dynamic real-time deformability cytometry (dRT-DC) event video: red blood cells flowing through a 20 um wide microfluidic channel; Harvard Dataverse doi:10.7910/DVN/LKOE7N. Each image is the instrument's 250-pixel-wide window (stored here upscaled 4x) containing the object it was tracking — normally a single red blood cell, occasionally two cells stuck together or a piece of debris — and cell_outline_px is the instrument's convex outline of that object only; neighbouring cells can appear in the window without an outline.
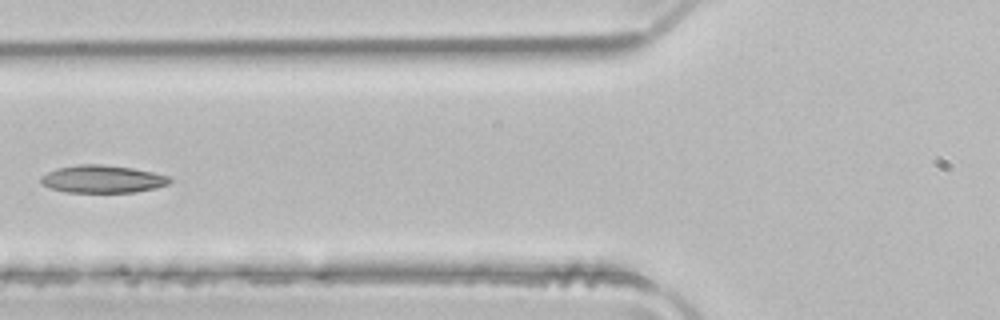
{"species": "common noctule bat (a hibernating species)", "species_latin": "Nyctalus noctula", "temperature_condition": "room temperature", "stored_images_in_passage": 5, "camera_frame_rate_fps": 3000, "um_per_image_px": 0.085, "animal": {"sex": "male", "body_mass_g": 21.5, "forearm_length_mm": 52.0}, "frame": {"image": 1, "passage_image": 5, "time_ms": 1.333, "image_size_px": [1000, 320], "cell_outline_px": [[172, 180], [168, 184], [156, 188], [136, 192], [68, 192], [48, 188], [40, 184], [40, 176], [56, 168], [76, 164], [104, 164], [132, 168], [152, 172], [168, 176]], "centroid_in_image_um": [8.67, 15.22], "position_along_channel_um": 117.1, "area_um2": 20.92}}